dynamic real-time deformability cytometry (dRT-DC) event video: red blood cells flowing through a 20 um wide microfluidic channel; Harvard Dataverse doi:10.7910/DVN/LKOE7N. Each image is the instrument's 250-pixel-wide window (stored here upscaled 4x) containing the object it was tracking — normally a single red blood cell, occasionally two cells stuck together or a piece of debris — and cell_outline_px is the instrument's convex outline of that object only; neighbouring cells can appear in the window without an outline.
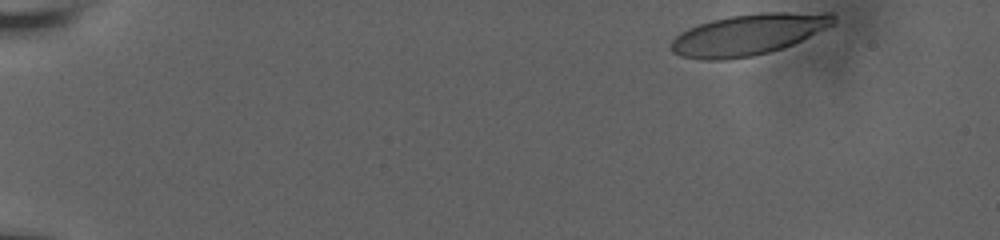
{"species": "human", "species_latin": "Homo sapiens", "temperature_condition": "room temperature", "stored_images_in_passage": 35, "camera_frame_rate_fps": 3000, "um_per_image_px": 0.085, "donor": {"sex": "male"}, "frame": {"image": 1, "passage_image": 1, "time_ms": 0.0, "image_size_px": [1000, 240], "cell_outline_px": [[836, 20], [832, 24], [792, 44], [768, 52], [752, 56], [724, 60], [704, 60], [680, 56], [672, 52], [668, 48], [672, 40], [680, 32], [688, 28], [712, 20], [732, 16], [760, 12], [832, 12], [836, 16]], "centroid_in_image_um": [63.57, 2.93], "position_along_channel_um": 21.4, "area_um2": 38.73}}
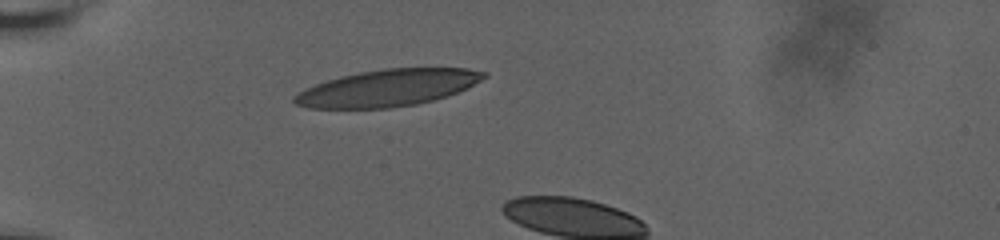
{"frame": {"image": 2, "passage_image": 29, "time_ms": 4.0, "image_size_px": [1000, 240], "cell_outline_px": [[488, 76], [468, 88], [448, 96], [416, 104], [388, 108], [308, 108], [296, 104], [292, 100], [292, 96], [316, 84], [340, 76], [360, 72], [384, 68], [468, 68], [488, 72]], "centroid_in_image_um": [33.01, 7.47], "position_along_channel_um": 52.0, "area_um2": 40.58}}